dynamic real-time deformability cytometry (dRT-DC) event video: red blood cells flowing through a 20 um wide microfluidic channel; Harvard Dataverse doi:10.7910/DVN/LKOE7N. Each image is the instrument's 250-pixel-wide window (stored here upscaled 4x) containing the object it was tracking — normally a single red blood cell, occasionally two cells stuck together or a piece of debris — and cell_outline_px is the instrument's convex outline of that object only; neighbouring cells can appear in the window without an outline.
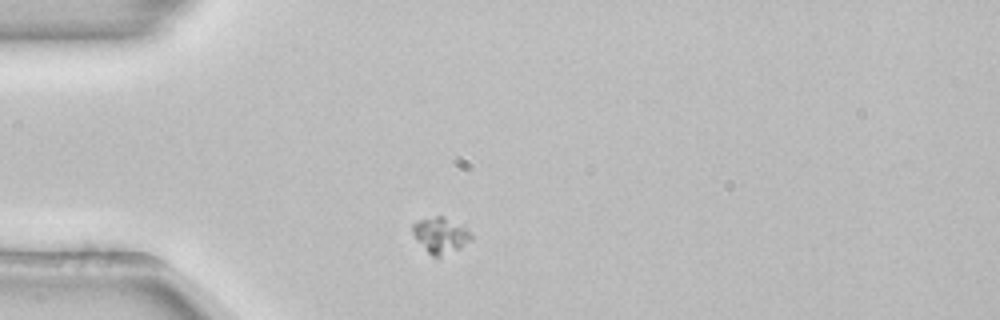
{"species": "common noctule bat (a hibernating species)", "species_latin": "Nyctalus noctula", "temperature_condition": "room temperature", "stored_images_in_passage": 41, "camera_frame_rate_fps": 3000, "um_per_image_px": 0.085, "animal": {"sex": "female", "body_mass_g": 22.7, "forearm_length_mm": 54.2}, "frame": {"image": 1, "passage_image": 1, "time_ms": 0.0, "image_size_px": [1000, 320], "cell_outline_px": [[472, 240], [460, 248], [436, 260], [416, 240], [412, 232], [412, 224], [420, 220], [436, 216], [444, 216], [464, 224], [472, 232]], "centroid_in_image_um": [37.5, 20.01], "position_along_channel_um": 47.5, "area_um2": 12.66}}
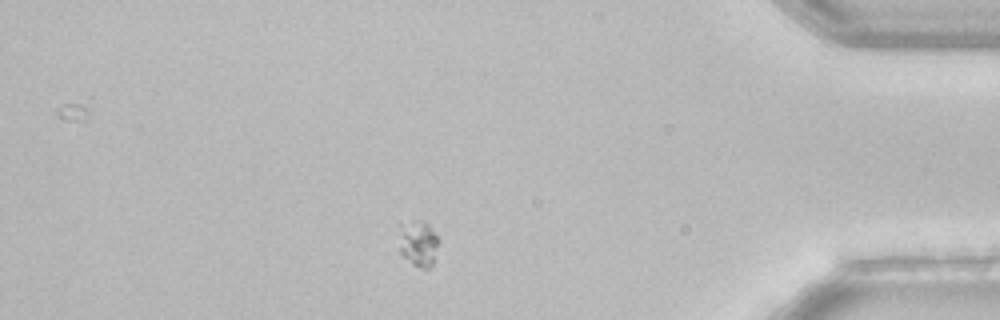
{"frame": {"image": 2, "passage_image": 34, "time_ms": 11.0, "image_size_px": [1000, 320], "cell_outline_px": [[440, 240], [432, 264], [428, 268], [420, 268], [412, 264], [400, 252], [396, 224], [396, 220], [424, 220], [428, 224]], "centroid_in_image_um": [35.47, 20.58], "position_along_channel_um": 399.7, "area_um2": 11.33}}